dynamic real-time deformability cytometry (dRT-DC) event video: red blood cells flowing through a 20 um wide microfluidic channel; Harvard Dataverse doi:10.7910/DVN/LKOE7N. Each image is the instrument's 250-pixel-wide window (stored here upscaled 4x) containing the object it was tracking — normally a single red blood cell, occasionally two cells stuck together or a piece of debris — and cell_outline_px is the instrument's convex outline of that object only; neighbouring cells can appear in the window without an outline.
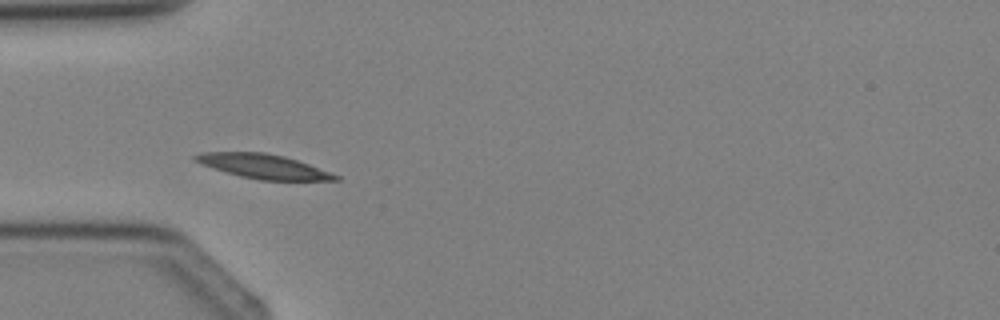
{"species": "Egyptian fruit bat (a non-hibernating species)", "species_latin": "Rousettus aegyptiacus", "temperature_condition": "cold", "stored_images_in_passage": 1, "camera_frame_rate_fps": 3000, "um_per_image_px": 0.085, "animal": {"sex": "female"}, "frame": {"image": 1, "passage_image": 1, "time_ms": 0.0, "image_size_px": [1000, 320], "cell_outline_px": [[340, 180], [260, 180], [240, 176], [212, 168], [192, 160], [192, 156], [200, 152], [264, 152], [284, 156], [308, 164], [340, 176]], "centroid_in_image_um": [22.33, 14.13], "position_along_channel_um": 62.7, "area_um2": 19.77}}